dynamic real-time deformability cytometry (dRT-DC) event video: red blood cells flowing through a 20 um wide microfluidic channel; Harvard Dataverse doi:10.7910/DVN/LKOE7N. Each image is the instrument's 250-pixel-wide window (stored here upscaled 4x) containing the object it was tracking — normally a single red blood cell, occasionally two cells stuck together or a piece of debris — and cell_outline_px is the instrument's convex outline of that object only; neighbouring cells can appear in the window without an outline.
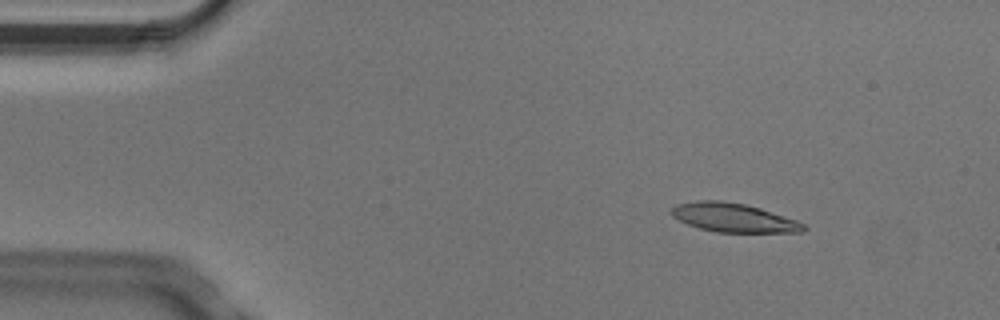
{"species": "Egyptian fruit bat (a non-hibernating species)", "species_latin": "Rousettus aegyptiacus", "temperature_condition": "cold", "stored_images_in_passage": 4, "camera_frame_rate_fps": 3000, "um_per_image_px": 0.085, "animal": {"sex": "male"}, "frame": {"image": 1, "passage_image": 2, "time_ms": 0.333, "image_size_px": [1000, 320], "cell_outline_px": [[808, 228], [804, 232], [716, 232], [700, 228], [688, 224], [672, 216], [668, 212], [676, 204], [696, 200], [720, 200], [744, 204], [760, 208], [796, 220], [804, 224]], "centroid_in_image_um": [62.33, 18.5], "position_along_channel_um": 22.7, "area_um2": 22.2}}